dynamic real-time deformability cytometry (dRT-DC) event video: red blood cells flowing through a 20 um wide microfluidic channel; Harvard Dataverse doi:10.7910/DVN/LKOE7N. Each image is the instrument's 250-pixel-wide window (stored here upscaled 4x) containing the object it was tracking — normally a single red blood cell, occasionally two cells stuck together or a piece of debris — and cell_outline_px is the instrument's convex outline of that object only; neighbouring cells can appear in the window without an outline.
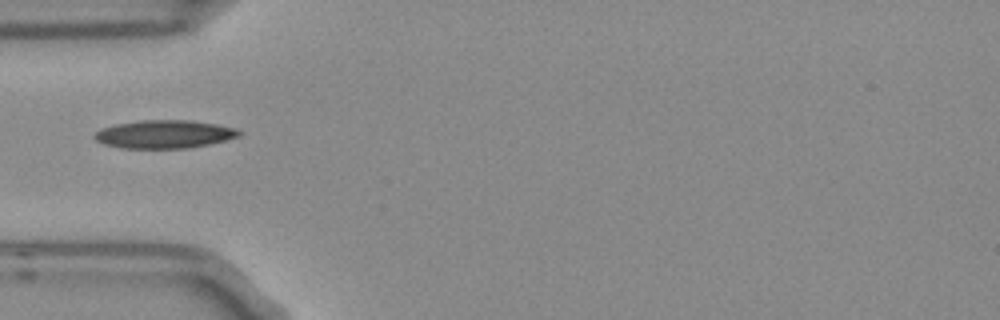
{"species": "Egyptian fruit bat (a non-hibernating species)", "species_latin": "Rousettus aegyptiacus", "temperature_condition": "room temperature", "stored_images_in_passage": 4, "camera_frame_rate_fps": 3000, "um_per_image_px": 0.085, "frame": {"image": 1, "passage_image": 1, "time_ms": 0.0, "image_size_px": [1000, 320], "cell_outline_px": [[244, 132], [240, 136], [208, 144], [188, 148], [120, 148], [104, 144], [96, 140], [92, 136], [100, 128], [116, 124], [140, 120], [192, 120], [216, 124], [236, 128]], "centroid_in_image_um": [13.96, 11.4], "position_along_channel_um": 71.0, "area_um2": 23.81}}
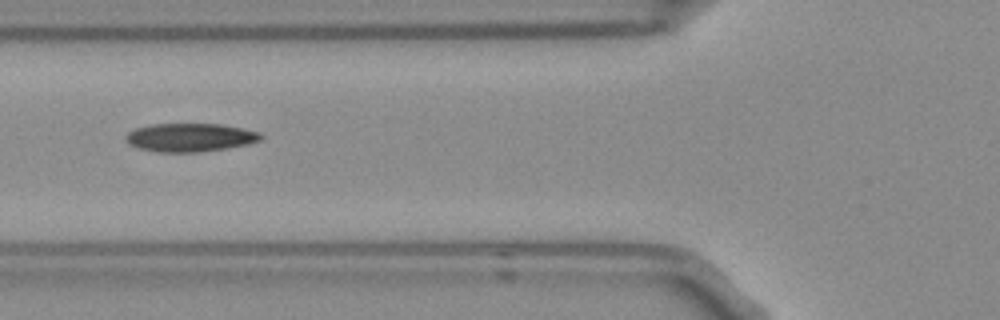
{"frame": {"image": 2, "passage_image": 2, "time_ms": 0.333, "image_size_px": [1000, 320], "cell_outline_px": [[264, 136], [260, 140], [248, 144], [224, 148], [196, 152], [156, 152], [140, 148], [128, 144], [124, 136], [128, 132], [136, 128], [152, 124], [224, 124], [244, 128], [260, 132]], "centroid_in_image_um": [16.16, 11.67], "position_along_channel_um": 109.6, "area_um2": 22.37}}